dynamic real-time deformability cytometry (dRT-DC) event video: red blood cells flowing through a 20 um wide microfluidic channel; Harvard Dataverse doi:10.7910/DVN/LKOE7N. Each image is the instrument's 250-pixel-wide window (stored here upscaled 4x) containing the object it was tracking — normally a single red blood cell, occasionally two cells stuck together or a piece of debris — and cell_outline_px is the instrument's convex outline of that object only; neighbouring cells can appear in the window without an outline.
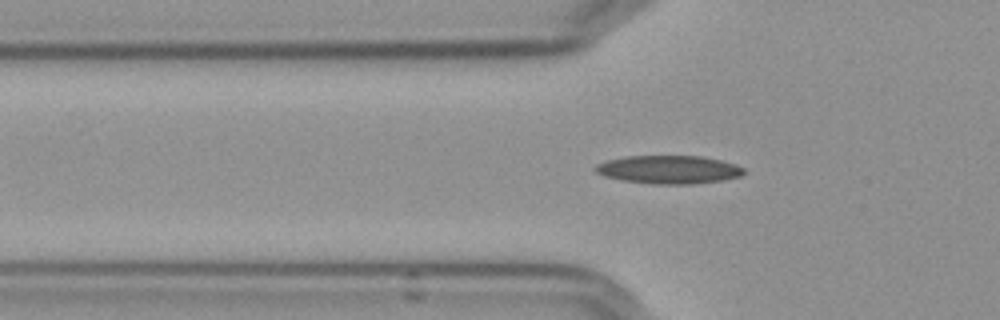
{"species": "Egyptian fruit bat (a non-hibernating species)", "species_latin": "Rousettus aegyptiacus", "temperature_condition": "cold", "stored_images_in_passage": 42, "camera_frame_rate_fps": 3000, "um_per_image_px": 0.085, "frame": {"image": 1, "passage_image": 9, "time_ms": 2.667, "image_size_px": [1000, 320], "cell_outline_px": [[744, 172], [740, 176], [720, 180], [692, 184], [652, 184], [620, 180], [604, 176], [596, 172], [592, 168], [596, 164], [608, 160], [624, 156], [700, 156], [720, 160], [736, 164], [744, 168]], "centroid_in_image_um": [56.8, 14.41], "position_along_channel_um": 69.0, "area_um2": 24.45}}
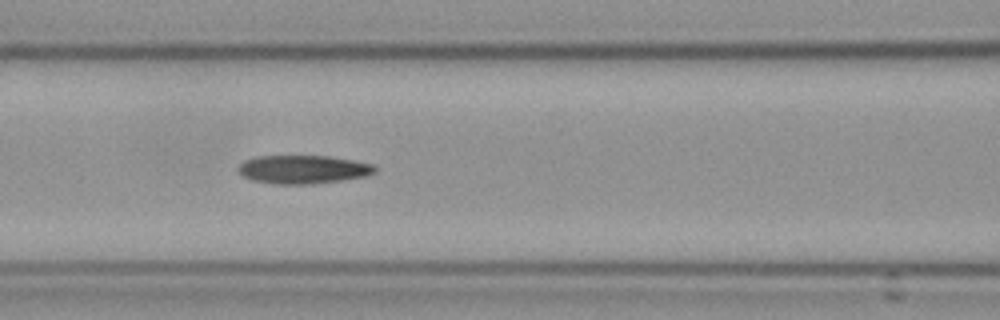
{"frame": {"image": 2, "passage_image": 15, "time_ms": 4.667, "image_size_px": [1000, 320], "cell_outline_px": [[376, 172], [364, 176], [340, 180], [312, 184], [276, 184], [252, 180], [244, 176], [240, 172], [240, 164], [244, 160], [256, 156], [328, 156], [352, 160], [372, 164], [376, 168]], "centroid_in_image_um": [25.76, 14.4], "position_along_channel_um": 140.8, "area_um2": 22.37}}
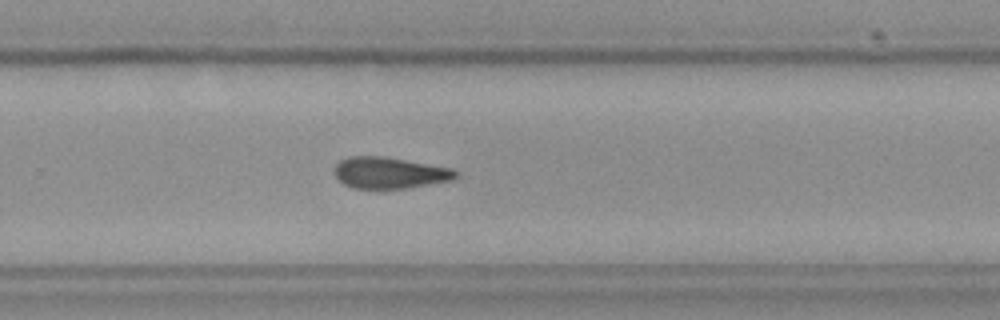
{"frame": {"image": 3, "passage_image": 28, "time_ms": 9.0, "image_size_px": [1000, 320], "cell_outline_px": [[460, 172], [452, 180], [408, 188], [352, 188], [344, 184], [336, 176], [336, 164], [340, 160], [348, 156], [380, 156], [452, 168]], "centroid_in_image_um": [33.13, 14.69], "position_along_channel_um": 296.7, "area_um2": 21.91}, "authors_computed_cell_mechanics": {"area_um2": 22.3686, "velocity_mm_per_s": 3.604, "shape_relaxation_time_tau1_ms": null, "shape_relaxation_time_tau2_ms": 6.7718, "deformation_change_tau1": null, "deformation_change_tau2": 0.1703}}